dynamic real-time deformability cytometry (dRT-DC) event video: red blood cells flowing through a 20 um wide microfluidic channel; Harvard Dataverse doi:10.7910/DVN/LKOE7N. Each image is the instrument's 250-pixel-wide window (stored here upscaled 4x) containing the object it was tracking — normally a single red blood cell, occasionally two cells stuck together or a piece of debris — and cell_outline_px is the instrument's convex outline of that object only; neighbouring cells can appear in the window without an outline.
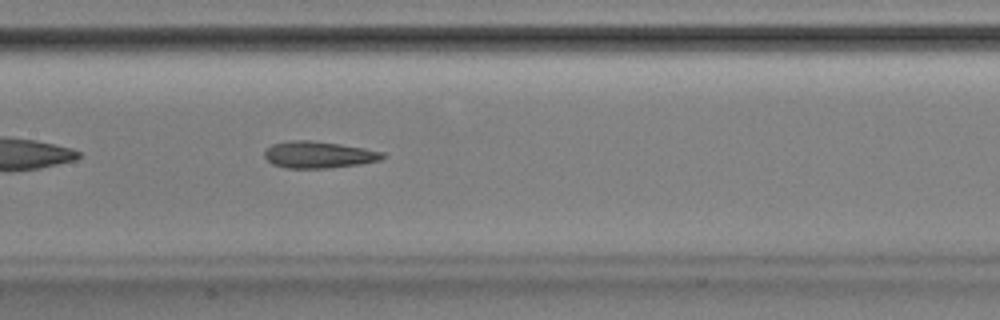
{"species": "Egyptian fruit bat (a non-hibernating species)", "species_latin": "Rousettus aegyptiacus", "temperature_condition": "room temperature", "stored_images_in_passage": 36, "camera_frame_rate_fps": 3000, "um_per_image_px": 0.085, "animal": {"sex": "male"}, "frame": {"image": 1, "passage_image": 11, "time_ms": 3.333, "image_size_px": [1000, 320], "cell_outline_px": [[388, 156], [380, 160], [360, 164], [328, 168], [284, 168], [272, 164], [264, 156], [264, 152], [272, 144], [292, 140], [312, 140], [340, 144], [364, 148], [384, 152]], "centroid_in_image_um": [27.1, 13.15], "position_along_channel_um": 180.3, "area_um2": 18.5}}